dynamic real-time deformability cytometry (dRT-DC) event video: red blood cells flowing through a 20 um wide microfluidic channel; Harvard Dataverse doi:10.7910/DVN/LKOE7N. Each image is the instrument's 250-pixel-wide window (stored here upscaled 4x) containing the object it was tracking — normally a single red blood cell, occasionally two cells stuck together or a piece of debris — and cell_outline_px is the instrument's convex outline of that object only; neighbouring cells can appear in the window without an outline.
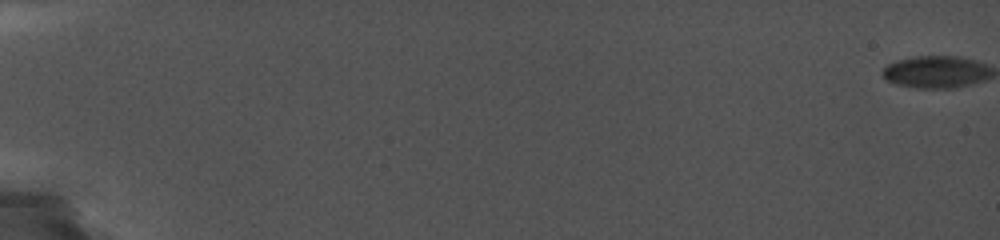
{"species": "common noctule bat (a hibernating species)", "species_latin": "Nyctalus noctula", "temperature_condition": "cold", "stored_images_in_passage": 2, "camera_frame_rate_fps": 5000, "um_per_image_px": 0.085, "animal": {"sex": "female", "body_mass_g": 19.0, "forearm_length_mm": 56.7}, "frame": {"image": 1, "passage_image": 2, "time_ms": 0.4, "image_size_px": [1000, 240], "cell_outline_px": [[908, 28], [900, 32], [872, 40], [856, 44], [812, 48], [768, 48], [752, 44], [760, 40], [788, 36], [832, 32], [884, 28]], "centroid_in_image_um": [70.35, 3.3], "position_along_channel_um": 14.6, "area_um2": 12.02}}